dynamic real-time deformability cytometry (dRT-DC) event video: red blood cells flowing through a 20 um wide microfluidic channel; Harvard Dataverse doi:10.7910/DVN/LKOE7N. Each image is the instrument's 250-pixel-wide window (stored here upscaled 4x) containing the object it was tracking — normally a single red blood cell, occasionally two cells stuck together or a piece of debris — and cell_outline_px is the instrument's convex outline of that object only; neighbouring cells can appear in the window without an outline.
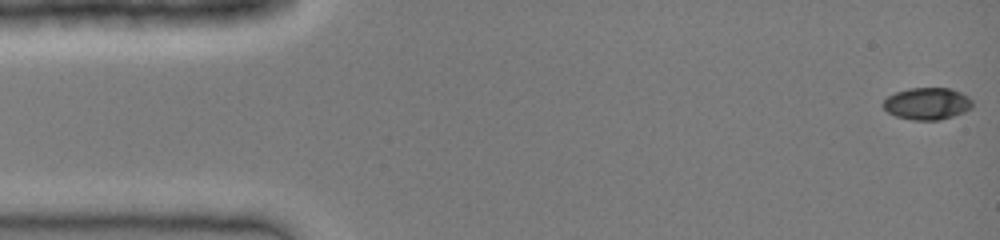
{"species": "common noctule bat (a hibernating species)", "species_latin": "Nyctalus noctula", "temperature_condition": "cold", "stored_images_in_passage": 41, "camera_frame_rate_fps": 3000, "um_per_image_px": 0.085, "animal": {"sex": "female", "body_mass_g": 19.0, "forearm_length_mm": 51.5}, "frame": {"image": 1, "passage_image": 1, "time_ms": 0.0, "image_size_px": [1000, 240], "cell_outline_px": [[972, 108], [964, 112], [940, 120], [912, 120], [896, 116], [888, 112], [880, 104], [888, 96], [896, 92], [908, 88], [952, 88], [968, 96], [972, 100]], "centroid_in_image_um": [78.8, 8.8], "position_along_channel_um": 6.2, "area_um2": 16.76}}
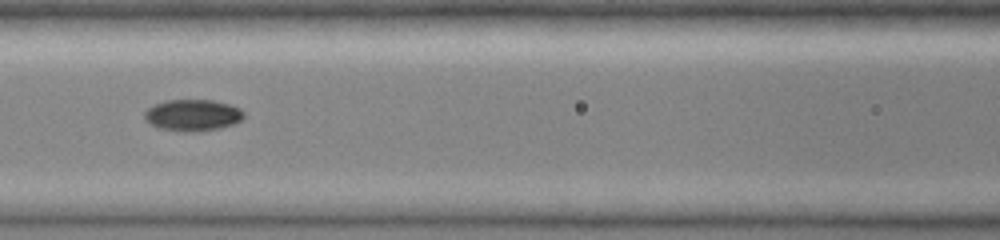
{"frame": {"image": 2, "passage_image": 18, "time_ms": 5.667, "image_size_px": [1000, 240], "cell_outline_px": [[244, 116], [240, 120], [232, 124], [220, 128], [196, 132], [188, 132], [160, 128], [148, 124], [144, 120], [144, 112], [152, 104], [164, 100], [212, 100], [228, 104], [240, 108], [244, 112]], "centroid_in_image_um": [16.33, 9.78], "position_along_channel_um": 150.3, "area_um2": 18.38}}
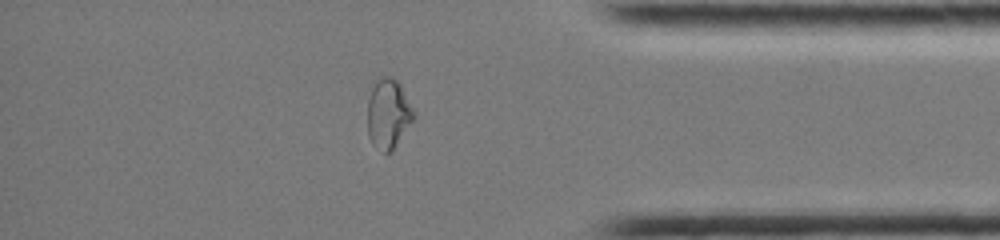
{"frame": {"image": 3, "passage_image": 35, "time_ms": 11.333, "image_size_px": [1000, 240], "cell_outline_px": [[416, 116], [392, 152], [384, 152], [372, 144], [368, 136], [368, 100], [376, 76], [392, 76], [400, 84], [416, 112]], "centroid_in_image_um": [33.02, 9.64], "position_along_channel_um": 402.2, "area_um2": 19.07}}